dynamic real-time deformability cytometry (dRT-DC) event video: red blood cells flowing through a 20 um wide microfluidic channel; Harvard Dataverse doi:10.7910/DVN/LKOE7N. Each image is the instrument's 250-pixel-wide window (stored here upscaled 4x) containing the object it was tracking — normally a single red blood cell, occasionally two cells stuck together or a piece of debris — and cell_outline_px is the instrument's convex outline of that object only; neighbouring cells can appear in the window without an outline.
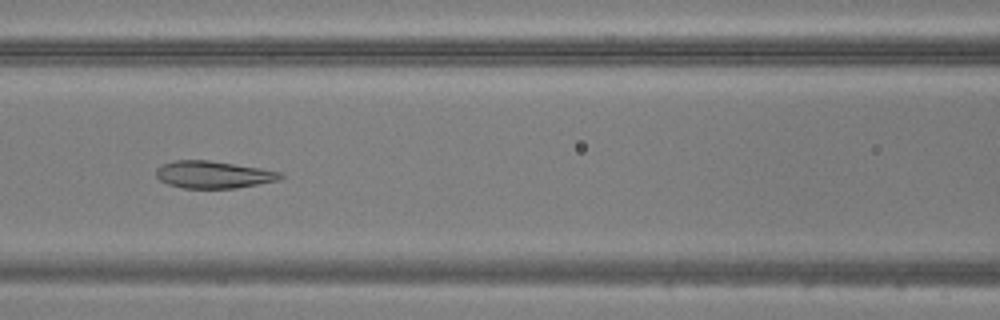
{"species": "common noctule bat (a hibernating species)", "species_latin": "Nyctalus noctula", "temperature_condition": "warm", "stored_images_in_passage": 39, "camera_frame_rate_fps": 3000, "um_per_image_px": 0.085, "animal": {"sex": "male", "body_mass_g": 20.5, "forearm_length_mm": 52.5}, "frame": {"image": 1, "passage_image": 22, "time_ms": 7.0, "image_size_px": [1000, 320], "cell_outline_px": [[284, 176], [280, 180], [236, 188], [184, 188], [168, 184], [160, 180], [156, 176], [156, 168], [172, 160], [208, 160], [260, 168], [284, 172]], "centroid_in_image_um": [18.16, 14.84], "position_along_channel_um": 148.4, "area_um2": 19.77}}
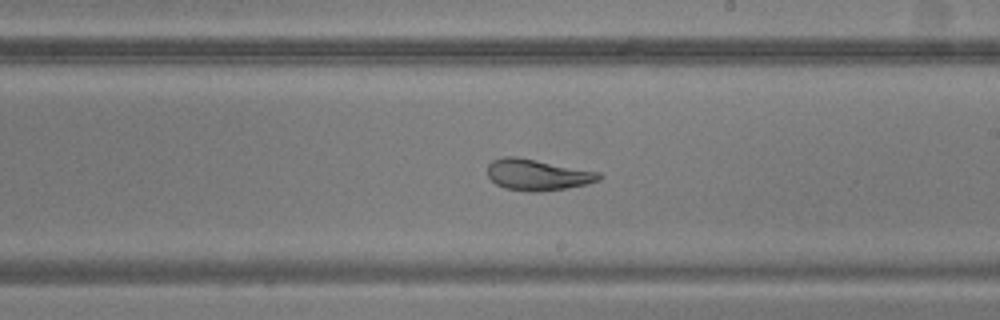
{"frame": {"image": 2, "passage_image": 29, "time_ms": 9.333, "image_size_px": [1000, 320], "cell_outline_px": [[604, 176], [600, 180], [588, 184], [540, 192], [532, 192], [504, 188], [496, 184], [488, 176], [488, 164], [492, 160], [504, 156], [516, 156], [600, 172]], "centroid_in_image_um": [45.7, 14.85], "position_along_channel_um": 243.3, "area_um2": 20.35}}
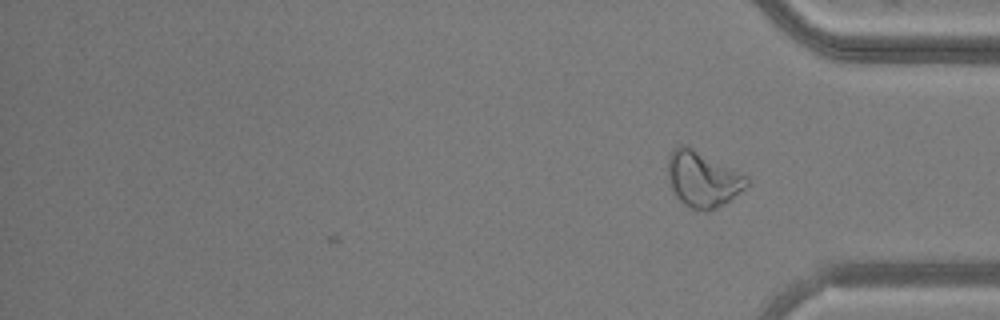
{"frame": {"image": 3, "passage_image": 39, "time_ms": 12.667, "image_size_px": [1000, 320], "cell_outline_px": [[748, 184], [744, 188], [724, 204], [708, 212], [692, 208], [684, 204], [676, 196], [672, 188], [668, 176], [668, 156], [672, 148], [680, 144], [688, 144], [748, 176]], "centroid_in_image_um": [59.71, 15.18], "position_along_channel_um": 375.5, "area_um2": 25.78}}